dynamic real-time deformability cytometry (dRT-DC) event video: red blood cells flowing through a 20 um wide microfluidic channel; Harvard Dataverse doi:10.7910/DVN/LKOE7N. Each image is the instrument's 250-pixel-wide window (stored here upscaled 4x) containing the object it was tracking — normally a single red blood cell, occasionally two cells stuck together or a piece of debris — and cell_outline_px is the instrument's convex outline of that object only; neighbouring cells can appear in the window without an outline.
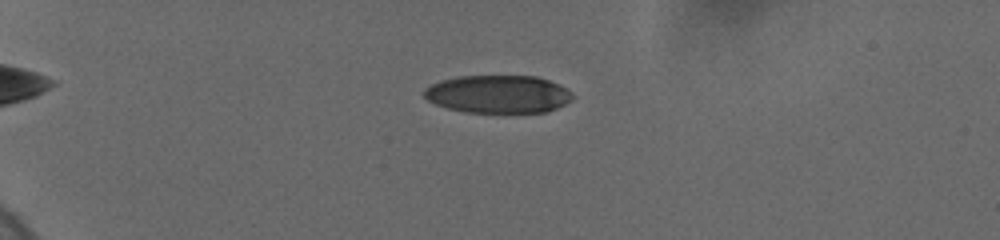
{"species": "human", "species_latin": "Homo sapiens", "temperature_condition": "cold", "stored_images_in_passage": 19, "camera_frame_rate_fps": 3000, "um_per_image_px": 0.085, "donor": {"sex": "female"}, "frame": {"image": 1, "passage_image": 11, "time_ms": 5.0, "image_size_px": [1000, 240], "cell_outline_px": [[572, 100], [548, 112], [464, 112], [448, 108], [436, 104], [428, 100], [424, 96], [424, 88], [432, 84], [444, 80], [460, 76], [536, 76], [560, 84], [572, 92]], "centroid_in_image_um": [42.36, 8.0], "position_along_channel_um": 42.6, "area_um2": 32.66}}
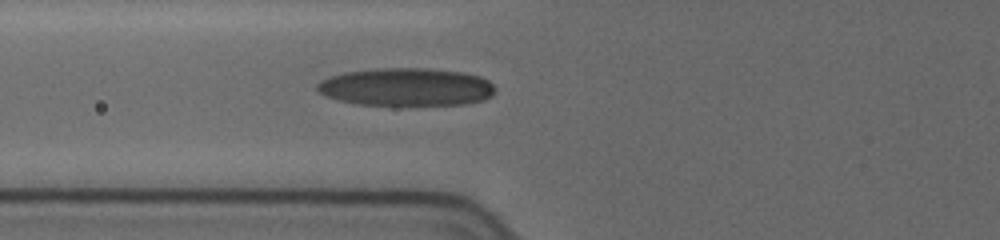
{"frame": {"image": 2, "passage_image": 17, "time_ms": 8.0, "image_size_px": [1000, 240], "cell_outline_px": [[492, 96], [484, 100], [464, 104], [356, 104], [340, 100], [328, 96], [320, 92], [316, 88], [316, 84], [320, 80], [344, 72], [376, 68], [424, 68], [464, 72], [480, 76], [488, 80], [492, 84]], "centroid_in_image_um": [34.53, 7.37], "position_along_channel_um": 91.3, "area_um2": 38.9}}
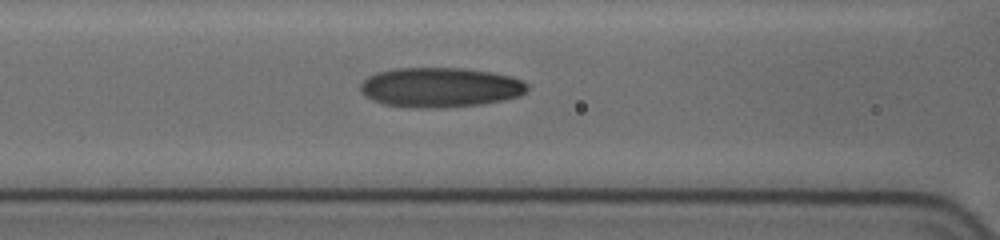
{"frame": {"image": 3, "passage_image": 19, "time_ms": 9.0, "image_size_px": [1000, 240], "cell_outline_px": [[528, 88], [520, 96], [504, 100], [480, 104], [444, 108], [408, 108], [384, 104], [372, 100], [364, 96], [360, 92], [360, 84], [368, 76], [376, 72], [396, 68], [460, 68], [488, 72], [512, 76], [528, 84]], "centroid_in_image_um": [37.37, 7.44], "position_along_channel_um": 129.2, "area_um2": 38.9}}